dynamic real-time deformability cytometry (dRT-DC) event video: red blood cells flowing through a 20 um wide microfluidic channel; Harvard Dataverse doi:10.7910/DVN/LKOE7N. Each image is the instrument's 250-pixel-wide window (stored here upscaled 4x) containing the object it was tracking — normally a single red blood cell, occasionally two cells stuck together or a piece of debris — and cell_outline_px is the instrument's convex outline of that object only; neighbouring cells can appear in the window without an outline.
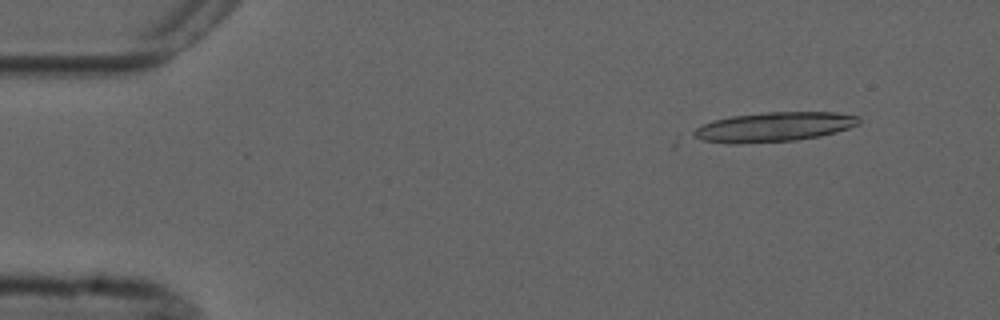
{"species": "common noctule bat (a hibernating species)", "species_latin": "Nyctalus noctula", "temperature_condition": "cold", "stored_images_in_passage": 5, "camera_frame_rate_fps": 3000, "um_per_image_px": 0.085, "animal": {"sex": "male", "forearm_length_mm": 52.5}, "frame": {"image": 1, "passage_image": 1, "time_ms": 0.0, "image_size_px": [1000, 320], "cell_outline_px": [[860, 124], [836, 132], [820, 136], [796, 140], [736, 144], [728, 144], [704, 140], [692, 136], [692, 132], [696, 128], [712, 120], [732, 116], [768, 112], [836, 112], [860, 116]], "centroid_in_image_um": [65.8, 10.79], "position_along_channel_um": 19.2, "area_um2": 28.5}}